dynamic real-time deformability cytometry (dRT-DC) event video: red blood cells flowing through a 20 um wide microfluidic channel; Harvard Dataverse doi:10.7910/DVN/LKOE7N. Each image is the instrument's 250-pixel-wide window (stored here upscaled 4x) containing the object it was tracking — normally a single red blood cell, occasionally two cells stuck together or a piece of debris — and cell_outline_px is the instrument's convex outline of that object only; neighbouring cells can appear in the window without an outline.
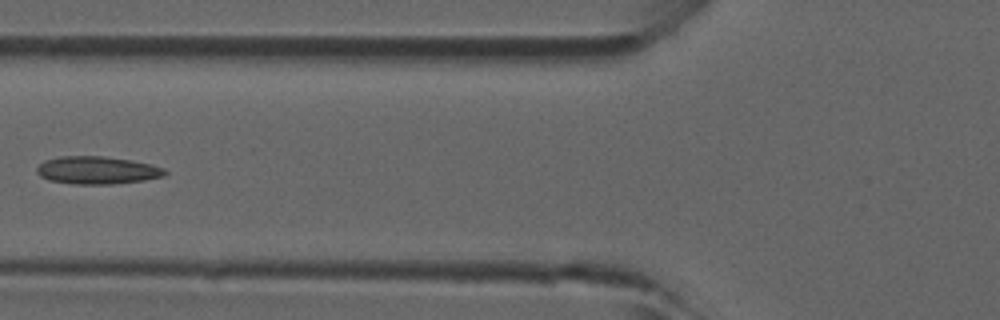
{"species": "common noctule bat (a hibernating species)", "species_latin": "Nyctalus noctula", "temperature_condition": "room temperature", "stored_images_in_passage": 6, "camera_frame_rate_fps": 3000, "um_per_image_px": 0.085, "animal": {"sex": "male", "forearm_length_mm": 52.5}, "frame": {"image": 1, "passage_image": 6, "time_ms": 1.667, "image_size_px": [1000, 320], "cell_outline_px": [[168, 172], [164, 176], [144, 180], [112, 184], [72, 184], [48, 180], [40, 176], [36, 172], [36, 168], [44, 160], [60, 156], [104, 156], [152, 164], [164, 168]], "centroid_in_image_um": [8.24, 14.47], "position_along_channel_um": 117.6, "area_um2": 20.75}}